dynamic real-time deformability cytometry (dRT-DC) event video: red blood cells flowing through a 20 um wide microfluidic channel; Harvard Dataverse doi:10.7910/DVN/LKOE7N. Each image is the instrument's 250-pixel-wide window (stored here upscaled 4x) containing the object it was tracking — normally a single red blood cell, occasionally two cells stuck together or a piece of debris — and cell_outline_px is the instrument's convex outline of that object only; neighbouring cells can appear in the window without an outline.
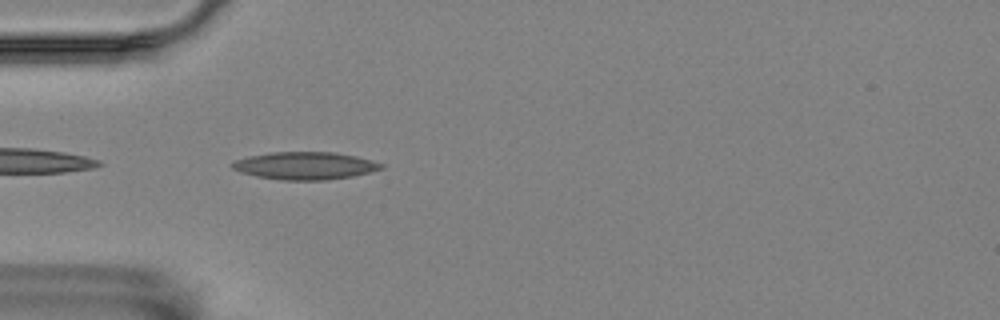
{"species": "Egyptian fruit bat (a non-hibernating species)", "species_latin": "Rousettus aegyptiacus", "temperature_condition": "room temperature", "stored_images_in_passage": 41, "camera_frame_rate_fps": 3000, "um_per_image_px": 0.085, "animal": {"sex": "female"}, "frame": {"image": 1, "passage_image": 2, "time_ms": 0.333, "image_size_px": [1000, 320], "cell_outline_px": [[384, 168], [352, 176], [324, 180], [280, 180], [256, 176], [240, 172], [232, 168], [232, 160], [248, 156], [268, 152], [336, 152], [356, 156], [372, 160], [384, 164]], "centroid_in_image_um": [25.9, 14.07], "position_along_channel_um": 59.1, "area_um2": 24.04}}
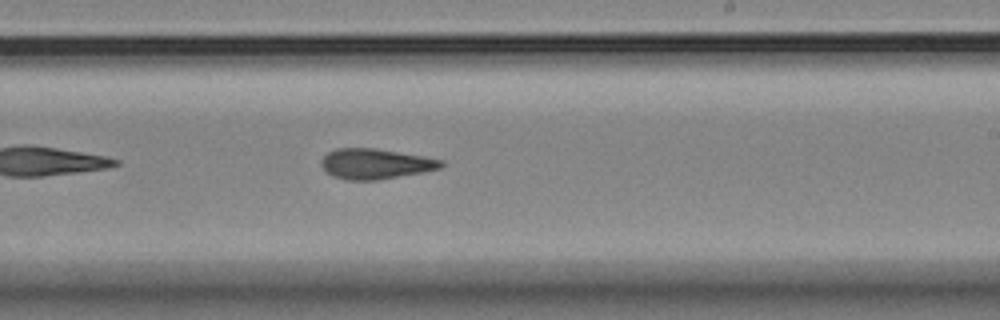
{"frame": {"image": 2, "passage_image": 19, "time_ms": 6.0, "image_size_px": [1000, 320], "cell_outline_px": [[444, 164], [440, 168], [424, 172], [380, 180], [344, 180], [332, 176], [324, 172], [320, 164], [320, 160], [328, 152], [336, 148], [372, 148], [444, 160]], "centroid_in_image_um": [31.85, 13.94], "position_along_channel_um": 257.2, "area_um2": 21.27}}
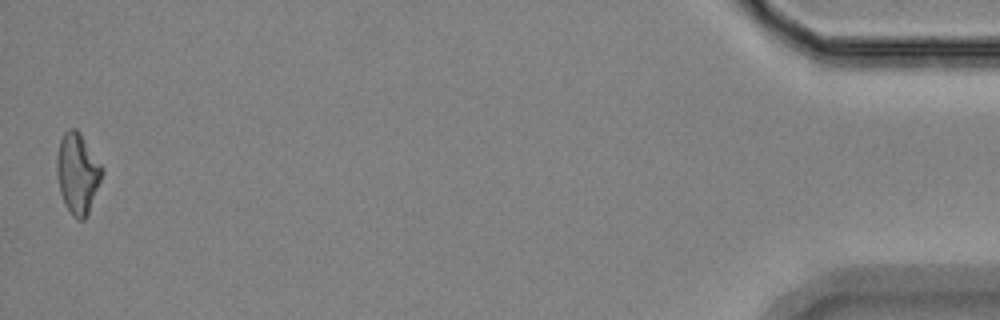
{"frame": {"image": 3, "passage_image": 41, "time_ms": 13.333, "image_size_px": [1000, 320], "cell_outline_px": [[104, 172], [88, 216], [84, 220], [76, 220], [72, 216], [64, 204], [60, 192], [56, 172], [56, 156], [60, 140], [64, 132], [68, 128], [76, 128], [80, 132], [104, 168]], "centroid_in_image_um": [6.6, 14.75], "position_along_channel_um": 428.6, "area_um2": 21.73}, "authors_computed_cell_mechanics": {"area_um2": 21.1548, "velocity_mm_per_s": 3.5411, "shape_relaxation_time_tau1_ms": null, "shape_relaxation_time_tau2_ms": 5.2535, "deformation_change_tau1": null, "deformation_change_tau2": 0.1546}}